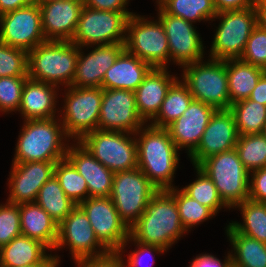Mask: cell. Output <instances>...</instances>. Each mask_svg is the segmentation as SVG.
Returning <instances> with one entry per match:
<instances>
[{"label":"cell","mask_w":266,"mask_h":267,"mask_svg":"<svg viewBox=\"0 0 266 267\" xmlns=\"http://www.w3.org/2000/svg\"><path fill=\"white\" fill-rule=\"evenodd\" d=\"M241 210L243 223H229L238 233L266 243V203L247 199L235 206Z\"/></svg>","instance_id":"cell-33"},{"label":"cell","mask_w":266,"mask_h":267,"mask_svg":"<svg viewBox=\"0 0 266 267\" xmlns=\"http://www.w3.org/2000/svg\"><path fill=\"white\" fill-rule=\"evenodd\" d=\"M239 135L260 134L266 124V105L249 98L231 105Z\"/></svg>","instance_id":"cell-34"},{"label":"cell","mask_w":266,"mask_h":267,"mask_svg":"<svg viewBox=\"0 0 266 267\" xmlns=\"http://www.w3.org/2000/svg\"><path fill=\"white\" fill-rule=\"evenodd\" d=\"M214 18L222 19L216 29L210 57L219 60L240 58L253 28L257 25L255 6L241 10L222 11Z\"/></svg>","instance_id":"cell-11"},{"label":"cell","mask_w":266,"mask_h":267,"mask_svg":"<svg viewBox=\"0 0 266 267\" xmlns=\"http://www.w3.org/2000/svg\"><path fill=\"white\" fill-rule=\"evenodd\" d=\"M46 40L71 41L80 13L82 0H37Z\"/></svg>","instance_id":"cell-19"},{"label":"cell","mask_w":266,"mask_h":267,"mask_svg":"<svg viewBox=\"0 0 266 267\" xmlns=\"http://www.w3.org/2000/svg\"><path fill=\"white\" fill-rule=\"evenodd\" d=\"M63 106L62 125L70 139L79 141L85 134L97 130L103 89L101 87H68Z\"/></svg>","instance_id":"cell-12"},{"label":"cell","mask_w":266,"mask_h":267,"mask_svg":"<svg viewBox=\"0 0 266 267\" xmlns=\"http://www.w3.org/2000/svg\"><path fill=\"white\" fill-rule=\"evenodd\" d=\"M77 144L68 146L65 158L86 180L89 197H110L114 172L96 160L79 142Z\"/></svg>","instance_id":"cell-23"},{"label":"cell","mask_w":266,"mask_h":267,"mask_svg":"<svg viewBox=\"0 0 266 267\" xmlns=\"http://www.w3.org/2000/svg\"><path fill=\"white\" fill-rule=\"evenodd\" d=\"M79 47L70 41L46 40L28 52V78L70 87Z\"/></svg>","instance_id":"cell-4"},{"label":"cell","mask_w":266,"mask_h":267,"mask_svg":"<svg viewBox=\"0 0 266 267\" xmlns=\"http://www.w3.org/2000/svg\"><path fill=\"white\" fill-rule=\"evenodd\" d=\"M185 232L175 198L168 190H158L130 228V237L117 252L121 253L129 241L157 245L168 250Z\"/></svg>","instance_id":"cell-1"},{"label":"cell","mask_w":266,"mask_h":267,"mask_svg":"<svg viewBox=\"0 0 266 267\" xmlns=\"http://www.w3.org/2000/svg\"><path fill=\"white\" fill-rule=\"evenodd\" d=\"M217 13L228 10H241L254 7L255 0H213Z\"/></svg>","instance_id":"cell-49"},{"label":"cell","mask_w":266,"mask_h":267,"mask_svg":"<svg viewBox=\"0 0 266 267\" xmlns=\"http://www.w3.org/2000/svg\"><path fill=\"white\" fill-rule=\"evenodd\" d=\"M168 72L167 68H151L134 91L138 114L145 123L156 117L167 91L178 78Z\"/></svg>","instance_id":"cell-24"},{"label":"cell","mask_w":266,"mask_h":267,"mask_svg":"<svg viewBox=\"0 0 266 267\" xmlns=\"http://www.w3.org/2000/svg\"><path fill=\"white\" fill-rule=\"evenodd\" d=\"M235 150L248 171L266 167V137L262 133L239 135Z\"/></svg>","instance_id":"cell-37"},{"label":"cell","mask_w":266,"mask_h":267,"mask_svg":"<svg viewBox=\"0 0 266 267\" xmlns=\"http://www.w3.org/2000/svg\"><path fill=\"white\" fill-rule=\"evenodd\" d=\"M210 59L206 63L200 60L183 66V82L194 100L216 109H230L226 60Z\"/></svg>","instance_id":"cell-6"},{"label":"cell","mask_w":266,"mask_h":267,"mask_svg":"<svg viewBox=\"0 0 266 267\" xmlns=\"http://www.w3.org/2000/svg\"><path fill=\"white\" fill-rule=\"evenodd\" d=\"M142 126L145 122L138 114L134 91L103 89L97 129L128 132L135 136Z\"/></svg>","instance_id":"cell-16"},{"label":"cell","mask_w":266,"mask_h":267,"mask_svg":"<svg viewBox=\"0 0 266 267\" xmlns=\"http://www.w3.org/2000/svg\"><path fill=\"white\" fill-rule=\"evenodd\" d=\"M21 234L55 248L58 238V224L36 202L19 204Z\"/></svg>","instance_id":"cell-27"},{"label":"cell","mask_w":266,"mask_h":267,"mask_svg":"<svg viewBox=\"0 0 266 267\" xmlns=\"http://www.w3.org/2000/svg\"><path fill=\"white\" fill-rule=\"evenodd\" d=\"M37 0H0V16L16 9L30 5Z\"/></svg>","instance_id":"cell-51"},{"label":"cell","mask_w":266,"mask_h":267,"mask_svg":"<svg viewBox=\"0 0 266 267\" xmlns=\"http://www.w3.org/2000/svg\"><path fill=\"white\" fill-rule=\"evenodd\" d=\"M84 6L91 9L114 12H129L127 6L129 0H82Z\"/></svg>","instance_id":"cell-46"},{"label":"cell","mask_w":266,"mask_h":267,"mask_svg":"<svg viewBox=\"0 0 266 267\" xmlns=\"http://www.w3.org/2000/svg\"><path fill=\"white\" fill-rule=\"evenodd\" d=\"M124 47L130 54L148 63L152 68H166L169 44L164 27L158 19L149 21L132 14L126 27Z\"/></svg>","instance_id":"cell-7"},{"label":"cell","mask_w":266,"mask_h":267,"mask_svg":"<svg viewBox=\"0 0 266 267\" xmlns=\"http://www.w3.org/2000/svg\"><path fill=\"white\" fill-rule=\"evenodd\" d=\"M192 100L193 96L190 94L188 86L182 80L180 82L177 79L167 91L161 108L150 125L166 128L183 115Z\"/></svg>","instance_id":"cell-31"},{"label":"cell","mask_w":266,"mask_h":267,"mask_svg":"<svg viewBox=\"0 0 266 267\" xmlns=\"http://www.w3.org/2000/svg\"><path fill=\"white\" fill-rule=\"evenodd\" d=\"M257 24L266 30V0H255Z\"/></svg>","instance_id":"cell-52"},{"label":"cell","mask_w":266,"mask_h":267,"mask_svg":"<svg viewBox=\"0 0 266 267\" xmlns=\"http://www.w3.org/2000/svg\"><path fill=\"white\" fill-rule=\"evenodd\" d=\"M226 232L234 249L233 267H266V243L238 233L230 224Z\"/></svg>","instance_id":"cell-30"},{"label":"cell","mask_w":266,"mask_h":267,"mask_svg":"<svg viewBox=\"0 0 266 267\" xmlns=\"http://www.w3.org/2000/svg\"><path fill=\"white\" fill-rule=\"evenodd\" d=\"M35 202L44 209L58 225L77 206L66 196L55 175L40 188Z\"/></svg>","instance_id":"cell-32"},{"label":"cell","mask_w":266,"mask_h":267,"mask_svg":"<svg viewBox=\"0 0 266 267\" xmlns=\"http://www.w3.org/2000/svg\"><path fill=\"white\" fill-rule=\"evenodd\" d=\"M262 134L266 137V124H265V126H264V129H263Z\"/></svg>","instance_id":"cell-54"},{"label":"cell","mask_w":266,"mask_h":267,"mask_svg":"<svg viewBox=\"0 0 266 267\" xmlns=\"http://www.w3.org/2000/svg\"><path fill=\"white\" fill-rule=\"evenodd\" d=\"M158 19L164 27L169 44V60L185 66L202 60L203 42L194 25L186 20L166 13L158 5Z\"/></svg>","instance_id":"cell-17"},{"label":"cell","mask_w":266,"mask_h":267,"mask_svg":"<svg viewBox=\"0 0 266 267\" xmlns=\"http://www.w3.org/2000/svg\"><path fill=\"white\" fill-rule=\"evenodd\" d=\"M197 167L212 180L229 210L249 199L250 171L244 167L235 148L212 155Z\"/></svg>","instance_id":"cell-5"},{"label":"cell","mask_w":266,"mask_h":267,"mask_svg":"<svg viewBox=\"0 0 266 267\" xmlns=\"http://www.w3.org/2000/svg\"><path fill=\"white\" fill-rule=\"evenodd\" d=\"M122 254L109 252L100 257L75 260L78 267H123Z\"/></svg>","instance_id":"cell-45"},{"label":"cell","mask_w":266,"mask_h":267,"mask_svg":"<svg viewBox=\"0 0 266 267\" xmlns=\"http://www.w3.org/2000/svg\"><path fill=\"white\" fill-rule=\"evenodd\" d=\"M78 206L87 215L98 240L110 252H117L130 237V229L110 197H89Z\"/></svg>","instance_id":"cell-14"},{"label":"cell","mask_w":266,"mask_h":267,"mask_svg":"<svg viewBox=\"0 0 266 267\" xmlns=\"http://www.w3.org/2000/svg\"><path fill=\"white\" fill-rule=\"evenodd\" d=\"M0 77H28V52L0 42Z\"/></svg>","instance_id":"cell-40"},{"label":"cell","mask_w":266,"mask_h":267,"mask_svg":"<svg viewBox=\"0 0 266 267\" xmlns=\"http://www.w3.org/2000/svg\"><path fill=\"white\" fill-rule=\"evenodd\" d=\"M230 104L248 99L264 69L238 59L226 60Z\"/></svg>","instance_id":"cell-29"},{"label":"cell","mask_w":266,"mask_h":267,"mask_svg":"<svg viewBox=\"0 0 266 267\" xmlns=\"http://www.w3.org/2000/svg\"><path fill=\"white\" fill-rule=\"evenodd\" d=\"M28 77H0V110L19 111L22 90Z\"/></svg>","instance_id":"cell-41"},{"label":"cell","mask_w":266,"mask_h":267,"mask_svg":"<svg viewBox=\"0 0 266 267\" xmlns=\"http://www.w3.org/2000/svg\"><path fill=\"white\" fill-rule=\"evenodd\" d=\"M59 263V257L55 255L52 256L50 254V256L43 263L27 267H57L59 266Z\"/></svg>","instance_id":"cell-53"},{"label":"cell","mask_w":266,"mask_h":267,"mask_svg":"<svg viewBox=\"0 0 266 267\" xmlns=\"http://www.w3.org/2000/svg\"><path fill=\"white\" fill-rule=\"evenodd\" d=\"M252 172V173H251ZM249 199L266 203V167L251 171Z\"/></svg>","instance_id":"cell-44"},{"label":"cell","mask_w":266,"mask_h":267,"mask_svg":"<svg viewBox=\"0 0 266 267\" xmlns=\"http://www.w3.org/2000/svg\"><path fill=\"white\" fill-rule=\"evenodd\" d=\"M216 110L209 104L193 99L183 115L166 127L178 150L187 148L190 155L197 148Z\"/></svg>","instance_id":"cell-21"},{"label":"cell","mask_w":266,"mask_h":267,"mask_svg":"<svg viewBox=\"0 0 266 267\" xmlns=\"http://www.w3.org/2000/svg\"><path fill=\"white\" fill-rule=\"evenodd\" d=\"M65 245H68L74 261L100 257L110 252L98 240L87 215L78 205L58 225V238L54 250Z\"/></svg>","instance_id":"cell-15"},{"label":"cell","mask_w":266,"mask_h":267,"mask_svg":"<svg viewBox=\"0 0 266 267\" xmlns=\"http://www.w3.org/2000/svg\"><path fill=\"white\" fill-rule=\"evenodd\" d=\"M21 234L19 204L0 205V247Z\"/></svg>","instance_id":"cell-43"},{"label":"cell","mask_w":266,"mask_h":267,"mask_svg":"<svg viewBox=\"0 0 266 267\" xmlns=\"http://www.w3.org/2000/svg\"><path fill=\"white\" fill-rule=\"evenodd\" d=\"M195 169L198 178L181 190L186 195L197 200L201 205L207 206L217 214L222 207L226 208L227 206L221 200L212 180L197 166Z\"/></svg>","instance_id":"cell-39"},{"label":"cell","mask_w":266,"mask_h":267,"mask_svg":"<svg viewBox=\"0 0 266 267\" xmlns=\"http://www.w3.org/2000/svg\"><path fill=\"white\" fill-rule=\"evenodd\" d=\"M129 134L97 129L85 134L78 142L114 173L128 171L138 167L137 137L133 139Z\"/></svg>","instance_id":"cell-8"},{"label":"cell","mask_w":266,"mask_h":267,"mask_svg":"<svg viewBox=\"0 0 266 267\" xmlns=\"http://www.w3.org/2000/svg\"><path fill=\"white\" fill-rule=\"evenodd\" d=\"M158 5L166 13L190 23L212 20L217 15L213 0H163Z\"/></svg>","instance_id":"cell-35"},{"label":"cell","mask_w":266,"mask_h":267,"mask_svg":"<svg viewBox=\"0 0 266 267\" xmlns=\"http://www.w3.org/2000/svg\"><path fill=\"white\" fill-rule=\"evenodd\" d=\"M151 68L148 63L124 50L106 71L101 88L135 91Z\"/></svg>","instance_id":"cell-26"},{"label":"cell","mask_w":266,"mask_h":267,"mask_svg":"<svg viewBox=\"0 0 266 267\" xmlns=\"http://www.w3.org/2000/svg\"><path fill=\"white\" fill-rule=\"evenodd\" d=\"M231 253L224 259V262L209 254H201L196 256L195 259L191 261L190 267H231Z\"/></svg>","instance_id":"cell-48"},{"label":"cell","mask_w":266,"mask_h":267,"mask_svg":"<svg viewBox=\"0 0 266 267\" xmlns=\"http://www.w3.org/2000/svg\"><path fill=\"white\" fill-rule=\"evenodd\" d=\"M57 121L56 118L25 120L15 148L13 163L65 159L68 146L62 139L66 140L67 135L62 122Z\"/></svg>","instance_id":"cell-3"},{"label":"cell","mask_w":266,"mask_h":267,"mask_svg":"<svg viewBox=\"0 0 266 267\" xmlns=\"http://www.w3.org/2000/svg\"><path fill=\"white\" fill-rule=\"evenodd\" d=\"M176 188L177 187H174L168 191L175 198L180 220L186 232L189 228H192L211 218V216L213 217L216 215L210 208L201 205L197 200L192 199L182 190Z\"/></svg>","instance_id":"cell-38"},{"label":"cell","mask_w":266,"mask_h":267,"mask_svg":"<svg viewBox=\"0 0 266 267\" xmlns=\"http://www.w3.org/2000/svg\"><path fill=\"white\" fill-rule=\"evenodd\" d=\"M54 175L66 196L76 205L89 198L86 180L66 158L56 162Z\"/></svg>","instance_id":"cell-36"},{"label":"cell","mask_w":266,"mask_h":267,"mask_svg":"<svg viewBox=\"0 0 266 267\" xmlns=\"http://www.w3.org/2000/svg\"><path fill=\"white\" fill-rule=\"evenodd\" d=\"M146 126L135 133L140 134L136 139L138 168L158 190L172 189L179 164L178 149L166 128Z\"/></svg>","instance_id":"cell-2"},{"label":"cell","mask_w":266,"mask_h":267,"mask_svg":"<svg viewBox=\"0 0 266 267\" xmlns=\"http://www.w3.org/2000/svg\"><path fill=\"white\" fill-rule=\"evenodd\" d=\"M133 242L135 244H137L136 246L138 247V250H135L129 254L128 265H125V263H123V267H126V266L127 267H139L140 263H141L140 261H142L141 255L144 254L145 252H146V254L149 253L148 255H151L152 252L163 253L164 251H167L164 248L157 246V245L143 244V243H140L137 241H133ZM151 267H152V265H151Z\"/></svg>","instance_id":"cell-47"},{"label":"cell","mask_w":266,"mask_h":267,"mask_svg":"<svg viewBox=\"0 0 266 267\" xmlns=\"http://www.w3.org/2000/svg\"><path fill=\"white\" fill-rule=\"evenodd\" d=\"M239 139L235 117L230 109H217L201 137L197 148L189 155L196 167L204 159L235 148Z\"/></svg>","instance_id":"cell-18"},{"label":"cell","mask_w":266,"mask_h":267,"mask_svg":"<svg viewBox=\"0 0 266 267\" xmlns=\"http://www.w3.org/2000/svg\"><path fill=\"white\" fill-rule=\"evenodd\" d=\"M249 99L266 105V72L261 75L257 86L253 89Z\"/></svg>","instance_id":"cell-50"},{"label":"cell","mask_w":266,"mask_h":267,"mask_svg":"<svg viewBox=\"0 0 266 267\" xmlns=\"http://www.w3.org/2000/svg\"><path fill=\"white\" fill-rule=\"evenodd\" d=\"M56 162L12 163L7 201L13 204L35 202L40 188L54 175Z\"/></svg>","instance_id":"cell-20"},{"label":"cell","mask_w":266,"mask_h":267,"mask_svg":"<svg viewBox=\"0 0 266 267\" xmlns=\"http://www.w3.org/2000/svg\"><path fill=\"white\" fill-rule=\"evenodd\" d=\"M132 12H114L83 6L70 42L78 47L125 43L126 27Z\"/></svg>","instance_id":"cell-10"},{"label":"cell","mask_w":266,"mask_h":267,"mask_svg":"<svg viewBox=\"0 0 266 267\" xmlns=\"http://www.w3.org/2000/svg\"><path fill=\"white\" fill-rule=\"evenodd\" d=\"M157 191L158 189L137 167L133 170L114 173L110 199L121 220L130 229Z\"/></svg>","instance_id":"cell-9"},{"label":"cell","mask_w":266,"mask_h":267,"mask_svg":"<svg viewBox=\"0 0 266 267\" xmlns=\"http://www.w3.org/2000/svg\"><path fill=\"white\" fill-rule=\"evenodd\" d=\"M163 0H157L156 2H157V4H159L160 2H162Z\"/></svg>","instance_id":"cell-55"},{"label":"cell","mask_w":266,"mask_h":267,"mask_svg":"<svg viewBox=\"0 0 266 267\" xmlns=\"http://www.w3.org/2000/svg\"><path fill=\"white\" fill-rule=\"evenodd\" d=\"M0 42L27 52L46 41L38 2L0 16Z\"/></svg>","instance_id":"cell-13"},{"label":"cell","mask_w":266,"mask_h":267,"mask_svg":"<svg viewBox=\"0 0 266 267\" xmlns=\"http://www.w3.org/2000/svg\"><path fill=\"white\" fill-rule=\"evenodd\" d=\"M49 248L38 240L23 235L0 247V267H27L43 263Z\"/></svg>","instance_id":"cell-28"},{"label":"cell","mask_w":266,"mask_h":267,"mask_svg":"<svg viewBox=\"0 0 266 267\" xmlns=\"http://www.w3.org/2000/svg\"><path fill=\"white\" fill-rule=\"evenodd\" d=\"M240 59L251 65L266 69V30L258 24L253 28Z\"/></svg>","instance_id":"cell-42"},{"label":"cell","mask_w":266,"mask_h":267,"mask_svg":"<svg viewBox=\"0 0 266 267\" xmlns=\"http://www.w3.org/2000/svg\"><path fill=\"white\" fill-rule=\"evenodd\" d=\"M79 47L76 71L72 87H101L106 71L115 63L125 50L124 43L99 45L86 56ZM83 53V54H82Z\"/></svg>","instance_id":"cell-22"},{"label":"cell","mask_w":266,"mask_h":267,"mask_svg":"<svg viewBox=\"0 0 266 267\" xmlns=\"http://www.w3.org/2000/svg\"><path fill=\"white\" fill-rule=\"evenodd\" d=\"M57 86L28 78L22 90L19 111L25 120L55 118Z\"/></svg>","instance_id":"cell-25"}]
</instances>
